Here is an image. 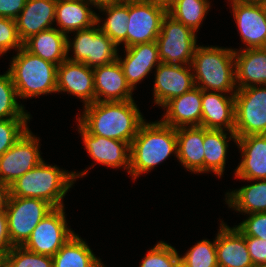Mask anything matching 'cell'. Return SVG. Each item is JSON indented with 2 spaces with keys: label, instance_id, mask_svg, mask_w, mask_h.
Returning a JSON list of instances; mask_svg holds the SVG:
<instances>
[{
  "label": "cell",
  "instance_id": "obj_47",
  "mask_svg": "<svg viewBox=\"0 0 266 267\" xmlns=\"http://www.w3.org/2000/svg\"><path fill=\"white\" fill-rule=\"evenodd\" d=\"M91 267H107L106 265H104V263L102 262L101 258L95 262Z\"/></svg>",
  "mask_w": 266,
  "mask_h": 267
},
{
  "label": "cell",
  "instance_id": "obj_2",
  "mask_svg": "<svg viewBox=\"0 0 266 267\" xmlns=\"http://www.w3.org/2000/svg\"><path fill=\"white\" fill-rule=\"evenodd\" d=\"M84 171L63 170L57 165L47 164L44 160L9 185L10 196L39 198L54 208L63 207V199L76 179L83 178Z\"/></svg>",
  "mask_w": 266,
  "mask_h": 267
},
{
  "label": "cell",
  "instance_id": "obj_38",
  "mask_svg": "<svg viewBox=\"0 0 266 267\" xmlns=\"http://www.w3.org/2000/svg\"><path fill=\"white\" fill-rule=\"evenodd\" d=\"M22 47L23 42L17 32L16 20L0 17V57L11 49L17 52Z\"/></svg>",
  "mask_w": 266,
  "mask_h": 267
},
{
  "label": "cell",
  "instance_id": "obj_42",
  "mask_svg": "<svg viewBox=\"0 0 266 267\" xmlns=\"http://www.w3.org/2000/svg\"><path fill=\"white\" fill-rule=\"evenodd\" d=\"M12 247L8 234L6 210L0 211V253L5 256Z\"/></svg>",
  "mask_w": 266,
  "mask_h": 267
},
{
  "label": "cell",
  "instance_id": "obj_3",
  "mask_svg": "<svg viewBox=\"0 0 266 267\" xmlns=\"http://www.w3.org/2000/svg\"><path fill=\"white\" fill-rule=\"evenodd\" d=\"M174 154L177 157L176 129L161 121H145L130 144L129 174L134 181Z\"/></svg>",
  "mask_w": 266,
  "mask_h": 267
},
{
  "label": "cell",
  "instance_id": "obj_19",
  "mask_svg": "<svg viewBox=\"0 0 266 267\" xmlns=\"http://www.w3.org/2000/svg\"><path fill=\"white\" fill-rule=\"evenodd\" d=\"M236 146L241 152V162L234 175L237 179H266V134L237 137Z\"/></svg>",
  "mask_w": 266,
  "mask_h": 267
},
{
  "label": "cell",
  "instance_id": "obj_28",
  "mask_svg": "<svg viewBox=\"0 0 266 267\" xmlns=\"http://www.w3.org/2000/svg\"><path fill=\"white\" fill-rule=\"evenodd\" d=\"M230 140L236 145L234 132L204 128V174L213 172L218 178L223 176Z\"/></svg>",
  "mask_w": 266,
  "mask_h": 267
},
{
  "label": "cell",
  "instance_id": "obj_37",
  "mask_svg": "<svg viewBox=\"0 0 266 267\" xmlns=\"http://www.w3.org/2000/svg\"><path fill=\"white\" fill-rule=\"evenodd\" d=\"M30 119L0 120V157L29 129Z\"/></svg>",
  "mask_w": 266,
  "mask_h": 267
},
{
  "label": "cell",
  "instance_id": "obj_11",
  "mask_svg": "<svg viewBox=\"0 0 266 267\" xmlns=\"http://www.w3.org/2000/svg\"><path fill=\"white\" fill-rule=\"evenodd\" d=\"M40 138L30 128L0 157V180L7 185L39 165L43 158Z\"/></svg>",
  "mask_w": 266,
  "mask_h": 267
},
{
  "label": "cell",
  "instance_id": "obj_24",
  "mask_svg": "<svg viewBox=\"0 0 266 267\" xmlns=\"http://www.w3.org/2000/svg\"><path fill=\"white\" fill-rule=\"evenodd\" d=\"M237 89L266 85V47L234 49Z\"/></svg>",
  "mask_w": 266,
  "mask_h": 267
},
{
  "label": "cell",
  "instance_id": "obj_4",
  "mask_svg": "<svg viewBox=\"0 0 266 267\" xmlns=\"http://www.w3.org/2000/svg\"><path fill=\"white\" fill-rule=\"evenodd\" d=\"M191 67L196 87L225 94L236 93L233 48L198 45Z\"/></svg>",
  "mask_w": 266,
  "mask_h": 267
},
{
  "label": "cell",
  "instance_id": "obj_5",
  "mask_svg": "<svg viewBox=\"0 0 266 267\" xmlns=\"http://www.w3.org/2000/svg\"><path fill=\"white\" fill-rule=\"evenodd\" d=\"M8 72L19 99L57 93V65L30 53L24 46L11 58Z\"/></svg>",
  "mask_w": 266,
  "mask_h": 267
},
{
  "label": "cell",
  "instance_id": "obj_8",
  "mask_svg": "<svg viewBox=\"0 0 266 267\" xmlns=\"http://www.w3.org/2000/svg\"><path fill=\"white\" fill-rule=\"evenodd\" d=\"M53 209L50 203L39 198L9 196L5 210L11 244L22 246L38 223Z\"/></svg>",
  "mask_w": 266,
  "mask_h": 267
},
{
  "label": "cell",
  "instance_id": "obj_43",
  "mask_svg": "<svg viewBox=\"0 0 266 267\" xmlns=\"http://www.w3.org/2000/svg\"><path fill=\"white\" fill-rule=\"evenodd\" d=\"M9 196V185L0 180V211H5Z\"/></svg>",
  "mask_w": 266,
  "mask_h": 267
},
{
  "label": "cell",
  "instance_id": "obj_46",
  "mask_svg": "<svg viewBox=\"0 0 266 267\" xmlns=\"http://www.w3.org/2000/svg\"><path fill=\"white\" fill-rule=\"evenodd\" d=\"M174 267H188V266L182 261L181 258H179V259L175 262Z\"/></svg>",
  "mask_w": 266,
  "mask_h": 267
},
{
  "label": "cell",
  "instance_id": "obj_33",
  "mask_svg": "<svg viewBox=\"0 0 266 267\" xmlns=\"http://www.w3.org/2000/svg\"><path fill=\"white\" fill-rule=\"evenodd\" d=\"M16 88L11 74L6 71L0 74V120L2 119H32L24 105L18 102Z\"/></svg>",
  "mask_w": 266,
  "mask_h": 267
},
{
  "label": "cell",
  "instance_id": "obj_51",
  "mask_svg": "<svg viewBox=\"0 0 266 267\" xmlns=\"http://www.w3.org/2000/svg\"><path fill=\"white\" fill-rule=\"evenodd\" d=\"M252 2L262 3L264 0H250Z\"/></svg>",
  "mask_w": 266,
  "mask_h": 267
},
{
  "label": "cell",
  "instance_id": "obj_7",
  "mask_svg": "<svg viewBox=\"0 0 266 267\" xmlns=\"http://www.w3.org/2000/svg\"><path fill=\"white\" fill-rule=\"evenodd\" d=\"M156 42L160 61L175 65H191L198 46L196 33L168 13L162 20Z\"/></svg>",
  "mask_w": 266,
  "mask_h": 267
},
{
  "label": "cell",
  "instance_id": "obj_35",
  "mask_svg": "<svg viewBox=\"0 0 266 267\" xmlns=\"http://www.w3.org/2000/svg\"><path fill=\"white\" fill-rule=\"evenodd\" d=\"M4 263L7 267H53L51 256L31 252L23 246H13L4 256Z\"/></svg>",
  "mask_w": 266,
  "mask_h": 267
},
{
  "label": "cell",
  "instance_id": "obj_40",
  "mask_svg": "<svg viewBox=\"0 0 266 267\" xmlns=\"http://www.w3.org/2000/svg\"><path fill=\"white\" fill-rule=\"evenodd\" d=\"M245 240L254 267L266 265V240L251 236Z\"/></svg>",
  "mask_w": 266,
  "mask_h": 267
},
{
  "label": "cell",
  "instance_id": "obj_10",
  "mask_svg": "<svg viewBox=\"0 0 266 267\" xmlns=\"http://www.w3.org/2000/svg\"><path fill=\"white\" fill-rule=\"evenodd\" d=\"M64 211L65 206L54 208L38 223L22 246L31 252L53 257L75 234L68 226Z\"/></svg>",
  "mask_w": 266,
  "mask_h": 267
},
{
  "label": "cell",
  "instance_id": "obj_12",
  "mask_svg": "<svg viewBox=\"0 0 266 267\" xmlns=\"http://www.w3.org/2000/svg\"><path fill=\"white\" fill-rule=\"evenodd\" d=\"M167 11L152 1L128 2L127 48L156 41Z\"/></svg>",
  "mask_w": 266,
  "mask_h": 267
},
{
  "label": "cell",
  "instance_id": "obj_13",
  "mask_svg": "<svg viewBox=\"0 0 266 267\" xmlns=\"http://www.w3.org/2000/svg\"><path fill=\"white\" fill-rule=\"evenodd\" d=\"M245 49L266 47V12L262 3L228 0Z\"/></svg>",
  "mask_w": 266,
  "mask_h": 267
},
{
  "label": "cell",
  "instance_id": "obj_48",
  "mask_svg": "<svg viewBox=\"0 0 266 267\" xmlns=\"http://www.w3.org/2000/svg\"><path fill=\"white\" fill-rule=\"evenodd\" d=\"M120 2H137V1H149V0H119Z\"/></svg>",
  "mask_w": 266,
  "mask_h": 267
},
{
  "label": "cell",
  "instance_id": "obj_44",
  "mask_svg": "<svg viewBox=\"0 0 266 267\" xmlns=\"http://www.w3.org/2000/svg\"><path fill=\"white\" fill-rule=\"evenodd\" d=\"M84 1H86L88 4H90L92 7L96 9H100L110 4L119 2V0H84Z\"/></svg>",
  "mask_w": 266,
  "mask_h": 267
},
{
  "label": "cell",
  "instance_id": "obj_30",
  "mask_svg": "<svg viewBox=\"0 0 266 267\" xmlns=\"http://www.w3.org/2000/svg\"><path fill=\"white\" fill-rule=\"evenodd\" d=\"M98 10L106 15V18L102 20L99 13L97 14L96 22L100 30L117 46L123 43L124 48H127L128 2L119 1Z\"/></svg>",
  "mask_w": 266,
  "mask_h": 267
},
{
  "label": "cell",
  "instance_id": "obj_27",
  "mask_svg": "<svg viewBox=\"0 0 266 267\" xmlns=\"http://www.w3.org/2000/svg\"><path fill=\"white\" fill-rule=\"evenodd\" d=\"M23 46L32 54L59 66L67 59V35L56 27L40 31L27 39Z\"/></svg>",
  "mask_w": 266,
  "mask_h": 267
},
{
  "label": "cell",
  "instance_id": "obj_31",
  "mask_svg": "<svg viewBox=\"0 0 266 267\" xmlns=\"http://www.w3.org/2000/svg\"><path fill=\"white\" fill-rule=\"evenodd\" d=\"M52 259L53 267H91L100 257L75 233Z\"/></svg>",
  "mask_w": 266,
  "mask_h": 267
},
{
  "label": "cell",
  "instance_id": "obj_36",
  "mask_svg": "<svg viewBox=\"0 0 266 267\" xmlns=\"http://www.w3.org/2000/svg\"><path fill=\"white\" fill-rule=\"evenodd\" d=\"M179 258L180 254L175 247L160 241L147 252L139 267H174Z\"/></svg>",
  "mask_w": 266,
  "mask_h": 267
},
{
  "label": "cell",
  "instance_id": "obj_18",
  "mask_svg": "<svg viewBox=\"0 0 266 267\" xmlns=\"http://www.w3.org/2000/svg\"><path fill=\"white\" fill-rule=\"evenodd\" d=\"M124 50L125 57L122 58L118 54L117 60L123 69L127 83L135 90L136 85L161 63L158 45L156 41H153L137 44Z\"/></svg>",
  "mask_w": 266,
  "mask_h": 267
},
{
  "label": "cell",
  "instance_id": "obj_1",
  "mask_svg": "<svg viewBox=\"0 0 266 267\" xmlns=\"http://www.w3.org/2000/svg\"><path fill=\"white\" fill-rule=\"evenodd\" d=\"M76 121L90 134L129 145L146 121L134 100L87 104Z\"/></svg>",
  "mask_w": 266,
  "mask_h": 267
},
{
  "label": "cell",
  "instance_id": "obj_22",
  "mask_svg": "<svg viewBox=\"0 0 266 267\" xmlns=\"http://www.w3.org/2000/svg\"><path fill=\"white\" fill-rule=\"evenodd\" d=\"M234 95L202 90V127L234 132Z\"/></svg>",
  "mask_w": 266,
  "mask_h": 267
},
{
  "label": "cell",
  "instance_id": "obj_16",
  "mask_svg": "<svg viewBox=\"0 0 266 267\" xmlns=\"http://www.w3.org/2000/svg\"><path fill=\"white\" fill-rule=\"evenodd\" d=\"M57 92L76 96L84 106L94 103L93 69L84 63L66 59L57 67Z\"/></svg>",
  "mask_w": 266,
  "mask_h": 267
},
{
  "label": "cell",
  "instance_id": "obj_32",
  "mask_svg": "<svg viewBox=\"0 0 266 267\" xmlns=\"http://www.w3.org/2000/svg\"><path fill=\"white\" fill-rule=\"evenodd\" d=\"M210 4V0H177L167 13L197 33L206 19Z\"/></svg>",
  "mask_w": 266,
  "mask_h": 267
},
{
  "label": "cell",
  "instance_id": "obj_14",
  "mask_svg": "<svg viewBox=\"0 0 266 267\" xmlns=\"http://www.w3.org/2000/svg\"><path fill=\"white\" fill-rule=\"evenodd\" d=\"M153 100L162 106L169 100L183 95L195 87L191 65L160 63L156 67Z\"/></svg>",
  "mask_w": 266,
  "mask_h": 267
},
{
  "label": "cell",
  "instance_id": "obj_29",
  "mask_svg": "<svg viewBox=\"0 0 266 267\" xmlns=\"http://www.w3.org/2000/svg\"><path fill=\"white\" fill-rule=\"evenodd\" d=\"M249 181L255 183L226 192L228 208L244 214L266 212V179Z\"/></svg>",
  "mask_w": 266,
  "mask_h": 267
},
{
  "label": "cell",
  "instance_id": "obj_45",
  "mask_svg": "<svg viewBox=\"0 0 266 267\" xmlns=\"http://www.w3.org/2000/svg\"><path fill=\"white\" fill-rule=\"evenodd\" d=\"M154 2L156 5L164 8L166 11H168L177 0H150Z\"/></svg>",
  "mask_w": 266,
  "mask_h": 267
},
{
  "label": "cell",
  "instance_id": "obj_23",
  "mask_svg": "<svg viewBox=\"0 0 266 267\" xmlns=\"http://www.w3.org/2000/svg\"><path fill=\"white\" fill-rule=\"evenodd\" d=\"M57 0H27L15 19L20 40L24 43L31 36L53 28ZM53 25V26H52Z\"/></svg>",
  "mask_w": 266,
  "mask_h": 267
},
{
  "label": "cell",
  "instance_id": "obj_52",
  "mask_svg": "<svg viewBox=\"0 0 266 267\" xmlns=\"http://www.w3.org/2000/svg\"><path fill=\"white\" fill-rule=\"evenodd\" d=\"M0 267H7L5 263H3Z\"/></svg>",
  "mask_w": 266,
  "mask_h": 267
},
{
  "label": "cell",
  "instance_id": "obj_21",
  "mask_svg": "<svg viewBox=\"0 0 266 267\" xmlns=\"http://www.w3.org/2000/svg\"><path fill=\"white\" fill-rule=\"evenodd\" d=\"M216 234L218 267H254L246 245L245 236L234 226L220 221Z\"/></svg>",
  "mask_w": 266,
  "mask_h": 267
},
{
  "label": "cell",
  "instance_id": "obj_15",
  "mask_svg": "<svg viewBox=\"0 0 266 267\" xmlns=\"http://www.w3.org/2000/svg\"><path fill=\"white\" fill-rule=\"evenodd\" d=\"M77 127L85 149L95 163L112 169L123 168L129 174L130 145L127 142L90 134L79 123Z\"/></svg>",
  "mask_w": 266,
  "mask_h": 267
},
{
  "label": "cell",
  "instance_id": "obj_34",
  "mask_svg": "<svg viewBox=\"0 0 266 267\" xmlns=\"http://www.w3.org/2000/svg\"><path fill=\"white\" fill-rule=\"evenodd\" d=\"M188 267H218L216 252V237L198 241L186 253L180 256Z\"/></svg>",
  "mask_w": 266,
  "mask_h": 267
},
{
  "label": "cell",
  "instance_id": "obj_26",
  "mask_svg": "<svg viewBox=\"0 0 266 267\" xmlns=\"http://www.w3.org/2000/svg\"><path fill=\"white\" fill-rule=\"evenodd\" d=\"M90 6V7H89ZM97 13L84 0H57L55 25L57 29L68 34L92 27L97 22Z\"/></svg>",
  "mask_w": 266,
  "mask_h": 267
},
{
  "label": "cell",
  "instance_id": "obj_39",
  "mask_svg": "<svg viewBox=\"0 0 266 267\" xmlns=\"http://www.w3.org/2000/svg\"><path fill=\"white\" fill-rule=\"evenodd\" d=\"M246 220L235 227L244 235L266 240V212L247 214Z\"/></svg>",
  "mask_w": 266,
  "mask_h": 267
},
{
  "label": "cell",
  "instance_id": "obj_25",
  "mask_svg": "<svg viewBox=\"0 0 266 267\" xmlns=\"http://www.w3.org/2000/svg\"><path fill=\"white\" fill-rule=\"evenodd\" d=\"M177 160L191 173H204V127L176 129Z\"/></svg>",
  "mask_w": 266,
  "mask_h": 267
},
{
  "label": "cell",
  "instance_id": "obj_9",
  "mask_svg": "<svg viewBox=\"0 0 266 267\" xmlns=\"http://www.w3.org/2000/svg\"><path fill=\"white\" fill-rule=\"evenodd\" d=\"M234 99L236 136L266 134V85L237 89Z\"/></svg>",
  "mask_w": 266,
  "mask_h": 267
},
{
  "label": "cell",
  "instance_id": "obj_49",
  "mask_svg": "<svg viewBox=\"0 0 266 267\" xmlns=\"http://www.w3.org/2000/svg\"><path fill=\"white\" fill-rule=\"evenodd\" d=\"M4 263V255L0 253V266Z\"/></svg>",
  "mask_w": 266,
  "mask_h": 267
},
{
  "label": "cell",
  "instance_id": "obj_6",
  "mask_svg": "<svg viewBox=\"0 0 266 267\" xmlns=\"http://www.w3.org/2000/svg\"><path fill=\"white\" fill-rule=\"evenodd\" d=\"M73 33L74 40L67 36V54L72 50L74 55H67L68 60L84 63L91 68L108 65L117 60L118 46L100 30L97 23Z\"/></svg>",
  "mask_w": 266,
  "mask_h": 267
},
{
  "label": "cell",
  "instance_id": "obj_17",
  "mask_svg": "<svg viewBox=\"0 0 266 267\" xmlns=\"http://www.w3.org/2000/svg\"><path fill=\"white\" fill-rule=\"evenodd\" d=\"M166 111L163 124L175 129L181 127H202V89L194 87L181 96L173 98L163 106Z\"/></svg>",
  "mask_w": 266,
  "mask_h": 267
},
{
  "label": "cell",
  "instance_id": "obj_50",
  "mask_svg": "<svg viewBox=\"0 0 266 267\" xmlns=\"http://www.w3.org/2000/svg\"><path fill=\"white\" fill-rule=\"evenodd\" d=\"M262 5H263L264 10H265V12H266V0H264V1L262 2Z\"/></svg>",
  "mask_w": 266,
  "mask_h": 267
},
{
  "label": "cell",
  "instance_id": "obj_41",
  "mask_svg": "<svg viewBox=\"0 0 266 267\" xmlns=\"http://www.w3.org/2000/svg\"><path fill=\"white\" fill-rule=\"evenodd\" d=\"M26 1L27 0H0V17L15 20L25 7Z\"/></svg>",
  "mask_w": 266,
  "mask_h": 267
},
{
  "label": "cell",
  "instance_id": "obj_20",
  "mask_svg": "<svg viewBox=\"0 0 266 267\" xmlns=\"http://www.w3.org/2000/svg\"><path fill=\"white\" fill-rule=\"evenodd\" d=\"M96 102L134 100V90L127 83L123 69L118 62L92 68Z\"/></svg>",
  "mask_w": 266,
  "mask_h": 267
}]
</instances>
